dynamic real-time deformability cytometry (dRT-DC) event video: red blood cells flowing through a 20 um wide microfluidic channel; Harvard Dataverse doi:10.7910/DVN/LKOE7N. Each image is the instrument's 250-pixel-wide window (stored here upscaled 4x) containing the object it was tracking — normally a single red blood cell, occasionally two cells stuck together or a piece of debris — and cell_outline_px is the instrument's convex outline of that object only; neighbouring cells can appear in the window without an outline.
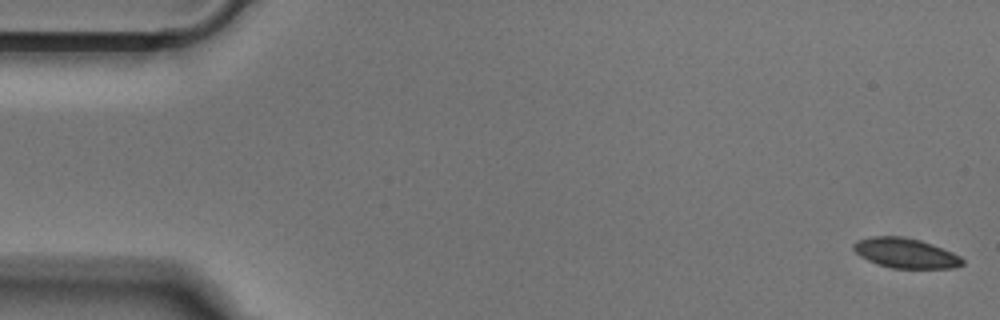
{"species": "Egyptian fruit bat (a non-hibernating species)", "species_latin": "Rousettus aegyptiacus", "temperature_condition": "cold", "stored_images_in_passage": 52, "camera_frame_rate_fps": 3000, "um_per_image_px": 0.085, "animal": {"sex": "male"}, "frame": {"image": 1, "passage_image": 1, "time_ms": 0.0, "image_size_px": [1000, 320], "cell_outline_px": [[964, 264], [956, 268], [892, 268], [876, 264], [860, 256], [852, 248], [852, 244], [856, 240], [872, 236], [900, 236], [920, 240], [932, 244], [952, 252], [960, 256], [964, 260]], "centroid_in_image_um": [76.96, 21.51], "position_along_channel_um": 8.0, "area_um2": 19.07}}
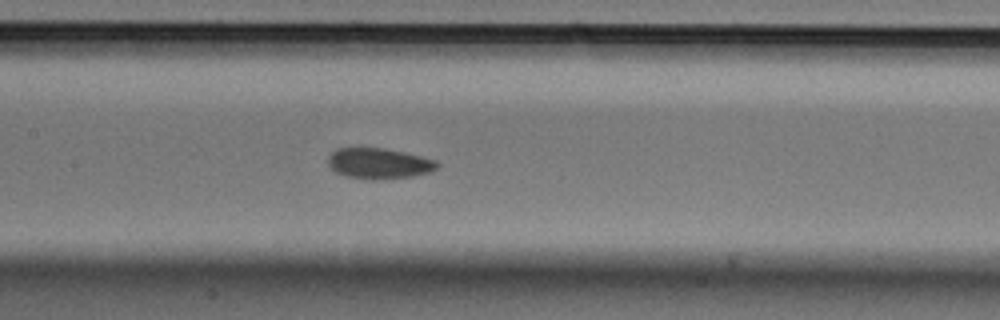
{"frame": {"image": 2, "passage_image": 24, "time_ms": 7.667, "image_size_px": [1000, 320], "cell_outline_px": [[440, 164], [436, 168], [428, 172], [412, 176], [372, 180], [348, 176], [336, 172], [328, 164], [328, 156], [336, 148], [384, 148], [404, 152], [436, 160]], "centroid_in_image_um": [32.2, 13.88], "position_along_channel_um": 175.2, "area_um2": 19.31}}
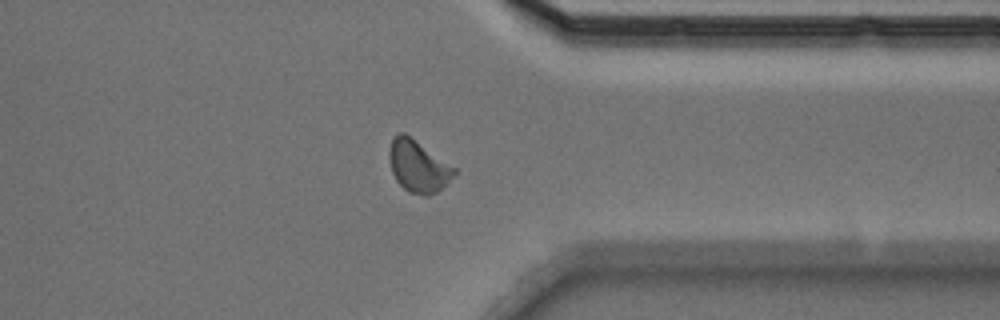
{"frame": {"image": 3, "passage_image": 40, "time_ms": 13.0, "image_size_px": [1000, 320], "cell_outline_px": [[460, 172], [436, 192], [428, 196], [424, 196], [408, 192], [396, 180], [392, 172], [388, 156], [388, 152], [392, 136], [400, 132], [404, 132], [456, 168]], "centroid_in_image_um": [35.54, 14.13], "position_along_channel_um": 375.9, "area_um2": 19.83}}